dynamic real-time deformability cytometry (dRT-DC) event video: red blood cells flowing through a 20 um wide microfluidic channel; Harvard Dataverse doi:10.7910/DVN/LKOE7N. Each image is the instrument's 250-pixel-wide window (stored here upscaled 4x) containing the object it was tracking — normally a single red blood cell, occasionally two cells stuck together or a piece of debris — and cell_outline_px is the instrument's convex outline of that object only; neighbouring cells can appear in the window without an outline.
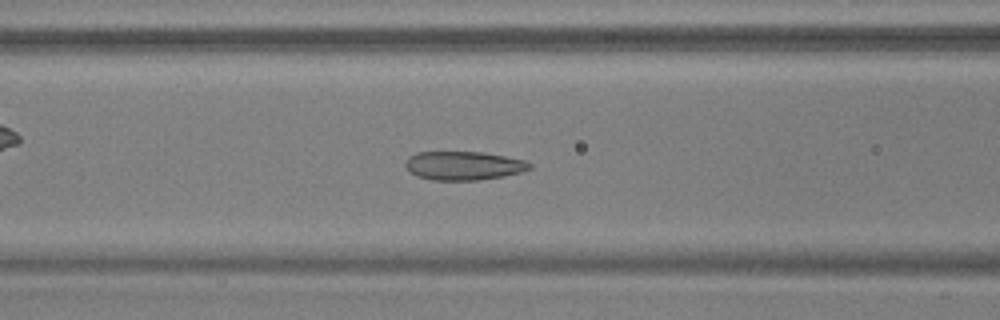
{"species": "common noctule bat (a hibernating species)", "species_latin": "Nyctalus noctula", "temperature_condition": "warm", "stored_images_in_passage": 54, "camera_frame_rate_fps": 3000, "um_per_image_px": 0.085, "animal": {"sex": "male", "body_mass_g": 17.9, "forearm_length_mm": 54.2}, "frame": {"image": 1, "passage_image": 22, "time_ms": 7.0, "image_size_px": [1000, 320], "cell_outline_px": [[532, 168], [520, 172], [504, 176], [476, 180], [432, 180], [416, 176], [404, 164], [408, 156], [416, 152], [484, 152], [524, 160], [532, 164]], "centroid_in_image_um": [39.4, 14.07], "position_along_channel_um": 127.2, "area_um2": 20.75}}
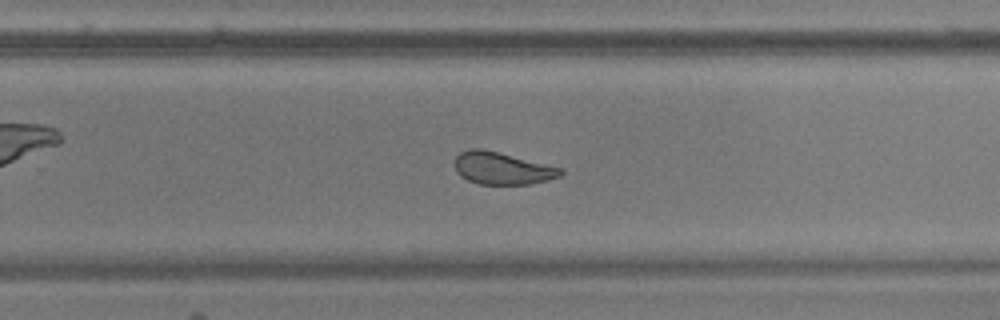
{"frame": {"image": 2, "passage_image": 35, "time_ms": 11.333, "image_size_px": [1000, 320], "cell_outline_px": [[564, 172], [560, 176], [532, 184], [480, 184], [468, 180], [460, 176], [456, 172], [456, 156], [460, 152], [468, 148], [480, 148], [564, 168]], "centroid_in_image_um": [42.69, 14.3], "position_along_channel_um": 287.1, "area_um2": 19.83}}
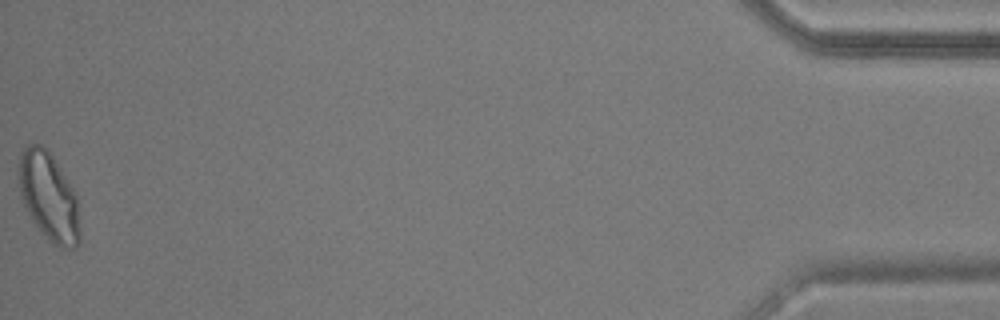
{"frame": {"image": 3, "passage_image": 54, "time_ms": 17.667, "image_size_px": [1000, 320], "cell_outline_px": [[80, 240], [72, 248], [60, 248], [52, 244], [48, 240], [32, 220], [20, 196], [16, 168], [20, 152], [28, 144], [40, 144], [52, 156], [76, 192], [80, 228]], "centroid_in_image_um": [4.12, 16.7], "position_along_channel_um": 431.1, "area_um2": 31.79}, "authors_computed_cell_mechanics": {"area_um2": 23.1778, "velocity_mm_per_s": 3.7024, "shape_relaxation_time_tau1_ms": null, "shape_relaxation_time_tau2_ms": 1.6551, "deformation_change_tau1": null, "deformation_change_tau2": 0.0814}}